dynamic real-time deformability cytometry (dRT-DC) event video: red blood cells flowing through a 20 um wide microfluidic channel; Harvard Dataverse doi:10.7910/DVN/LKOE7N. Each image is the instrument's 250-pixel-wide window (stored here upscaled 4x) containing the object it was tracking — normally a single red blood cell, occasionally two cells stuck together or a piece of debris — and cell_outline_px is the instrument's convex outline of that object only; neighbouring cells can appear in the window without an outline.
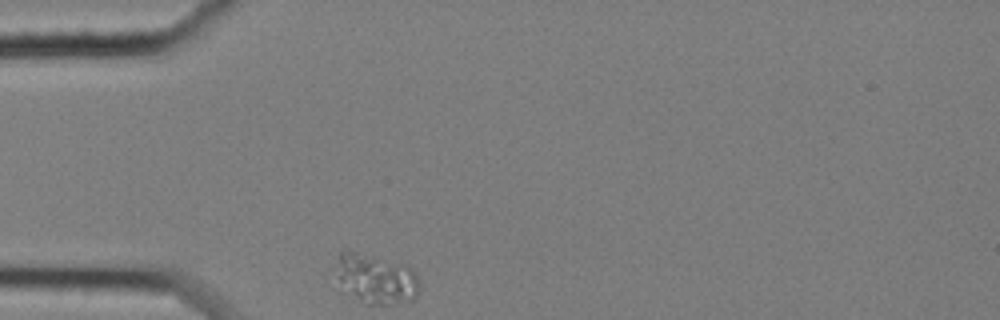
{"species": "common noctule bat (a hibernating species)", "species_latin": "Nyctalus noctula", "temperature_condition": "cold", "stored_images_in_passage": 36, "camera_frame_rate_fps": 3000, "um_per_image_px": 0.085, "animal": {"sex": "female", "body_mass_g": 25.1}, "frame": {"image": 1, "passage_image": 1, "time_ms": 0.0, "image_size_px": [1000, 320], "cell_outline_px": [[420, 288], [416, 296], [412, 300], [388, 304], [364, 304], [340, 280], [340, 252], [356, 252], [408, 264], [416, 272], [420, 284]], "centroid_in_image_um": [32.14, 23.7], "position_along_channel_um": 52.9, "area_um2": 23.18}}
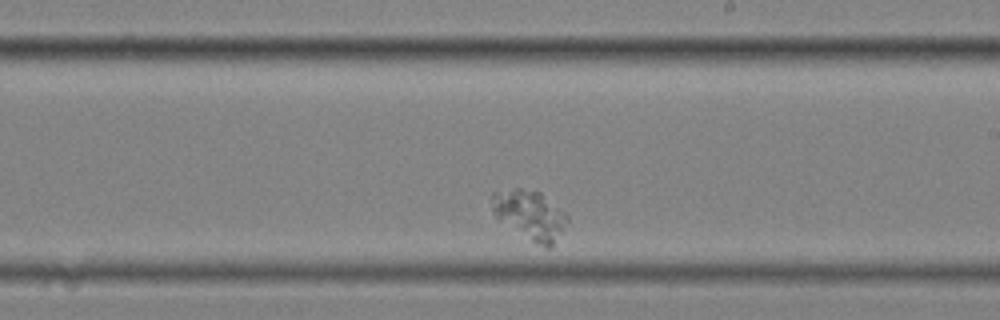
{"frame": {"image": 2, "passage_image": 21, "time_ms": 6.667, "image_size_px": [1000, 320], "cell_outline_px": [[568, 220], [552, 248], [544, 248], [496, 216], [492, 212], [492, 192], [516, 188], [520, 188], [540, 192], [564, 212], [568, 216]], "centroid_in_image_um": [45.07, 18.25], "position_along_channel_um": 243.9, "area_um2": 20.98}}
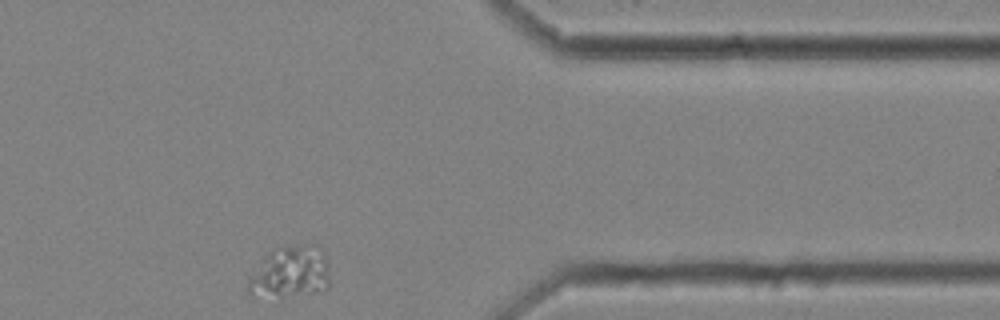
{"frame": {"image": 3, "passage_image": 36, "time_ms": 11.667, "image_size_px": [1000, 320], "cell_outline_px": [[328, 288], [276, 304], [248, 292], [244, 288], [248, 280], [264, 256], [276, 248], [300, 244], [316, 244], [324, 252], [328, 264]], "centroid_in_image_um": [24.63, 23.25], "position_along_channel_um": 386.8, "area_um2": 26.18}}